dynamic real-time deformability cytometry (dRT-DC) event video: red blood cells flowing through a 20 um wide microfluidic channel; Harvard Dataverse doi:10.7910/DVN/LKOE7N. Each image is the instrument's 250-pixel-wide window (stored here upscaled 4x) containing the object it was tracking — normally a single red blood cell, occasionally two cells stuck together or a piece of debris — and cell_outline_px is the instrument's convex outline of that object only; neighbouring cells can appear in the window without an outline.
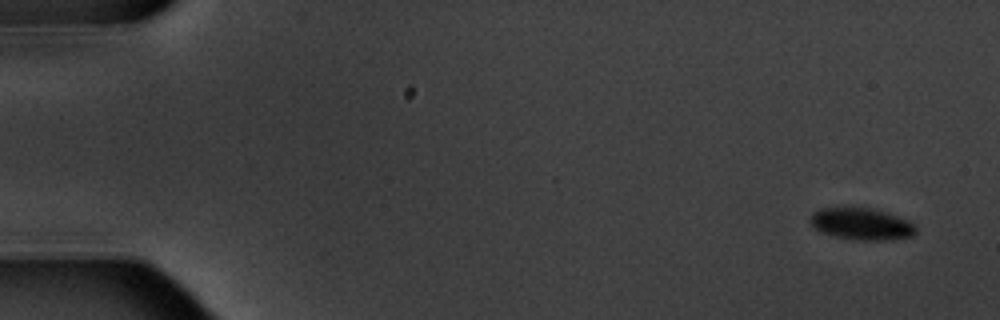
{"species": "common noctule bat (a hibernating species)", "species_latin": "Nyctalus noctula", "temperature_condition": "warm", "stored_images_in_passage": 15, "camera_frame_rate_fps": 3000, "um_per_image_px": 0.085, "animal": {"sex": "male", "body_mass_g": 20.1, "forearm_length_mm": 53.5}, "frame": {"image": 1, "passage_image": 1, "time_ms": 0.0, "image_size_px": [1000, 320], "cell_outline_px": [[916, 232], [912, 236], [892, 240], [860, 240], [836, 236], [824, 232], [816, 228], [812, 224], [812, 212], [824, 208], [872, 208], [908, 220], [916, 224]], "centroid_in_image_um": [73.31, 19.04], "position_along_channel_um": 11.7, "area_um2": 19.19}}
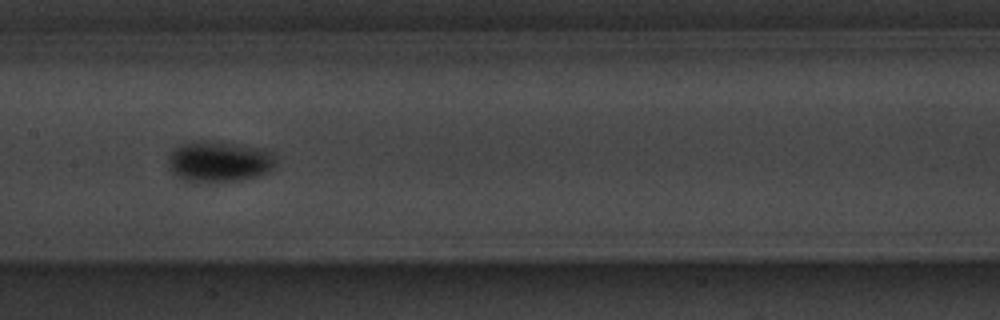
{"frame": {"image": 2, "passage_image": 8, "time_ms": 9.0, "image_size_px": [1000, 320], "cell_outline_px": [[276, 164], [268, 172], [256, 176], [240, 180], [188, 180], [176, 176], [168, 168], [168, 156], [176, 148], [184, 144], [204, 140], [236, 144], [272, 152]], "centroid_in_image_um": [18.61, 13.72], "position_along_channel_um": 188.8, "area_um2": 24.74}}
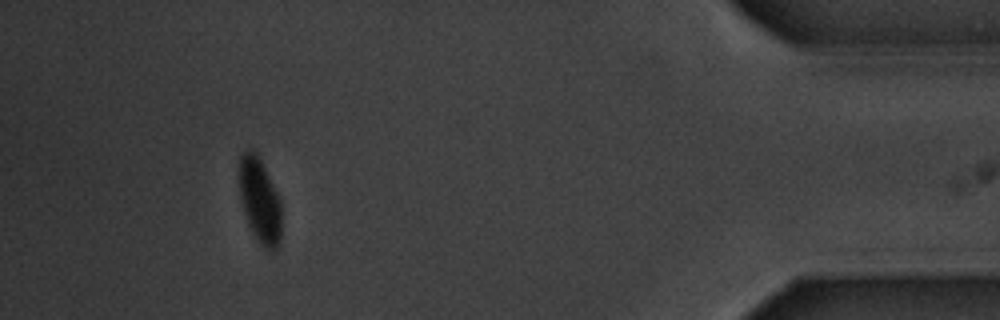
{"frame": {"image": 3, "passage_image": 14, "time_ms": 17.0, "image_size_px": [1000, 320], "cell_outline_px": [[280, 244], [276, 252], [268, 252], [260, 244], [252, 232], [248, 224], [244, 212], [240, 196], [240, 156], [248, 148], [252, 148], [256, 152], [280, 200]], "centroid_in_image_um": [22.08, 17.12], "position_along_channel_um": 413.1, "area_um2": 20.69}, "authors_computed_cell_mechanics": {"area_um2": 20.8658, "velocity_mm_per_s": 3.5056, "shape_relaxation_time_tau1_ms": 1.4215, "shape_relaxation_time_tau2_ms": null, "deformation_change_tau1": 0.091, "deformation_change_tau2": null}}